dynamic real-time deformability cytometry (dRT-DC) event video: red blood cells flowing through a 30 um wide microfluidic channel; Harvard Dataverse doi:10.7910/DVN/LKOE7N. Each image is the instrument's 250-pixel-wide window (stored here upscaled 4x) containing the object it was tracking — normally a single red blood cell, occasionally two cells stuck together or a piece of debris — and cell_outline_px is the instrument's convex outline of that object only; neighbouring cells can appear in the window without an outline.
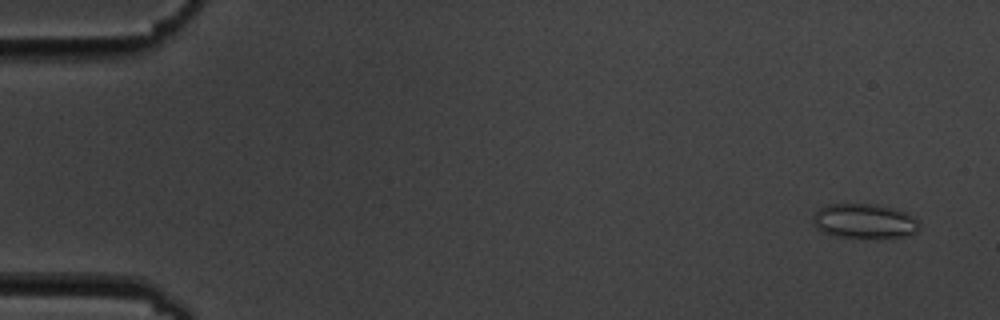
{"species": "common noctule bat (a hibernating species)", "species_latin": "Nyctalus noctula", "temperature_condition": "cold", "stored_images_in_passage": 15, "camera_frame_rate_fps": 3000, "um_per_image_px": 0.085, "animal": {"sex": "male", "body_mass_g": 19.5, "forearm_length_mm": 54.6}, "frame": {"image": 1, "passage_image": 1, "time_ms": 0.0, "image_size_px": [1000, 320], "cell_outline_px": [[920, 228], [916, 232], [908, 236], [860, 240], [836, 236], [820, 232], [816, 228], [812, 220], [816, 212], [820, 208], [828, 204], [872, 204], [892, 208], [904, 212], [920, 220]], "centroid_in_image_um": [73.48, 18.84], "position_along_channel_um": 11.5, "area_um2": 22.14}}
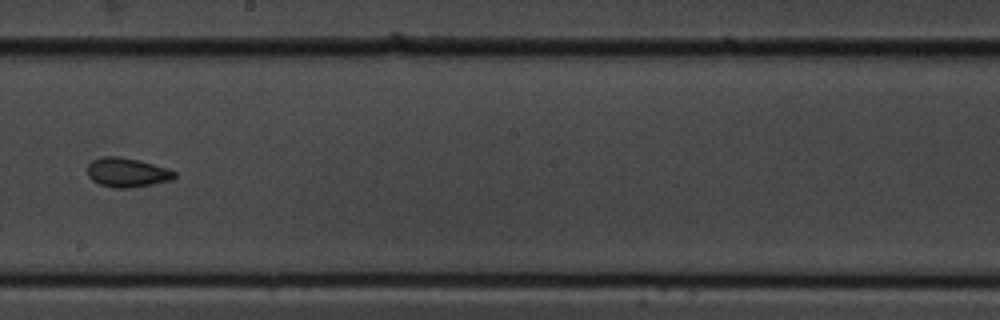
{"frame": {"image": 2, "passage_image": 9, "time_ms": 10.0, "image_size_px": [1000, 320], "cell_outline_px": [[176, 176], [172, 180], [152, 184], [128, 188], [112, 188], [100, 184], [92, 180], [88, 176], [88, 164], [92, 160], [100, 156], [116, 156], [136, 160], [168, 168], [176, 172]], "centroid_in_image_um": [10.79, 14.66], "position_along_channel_um": 237.4, "area_um2": 14.8}}
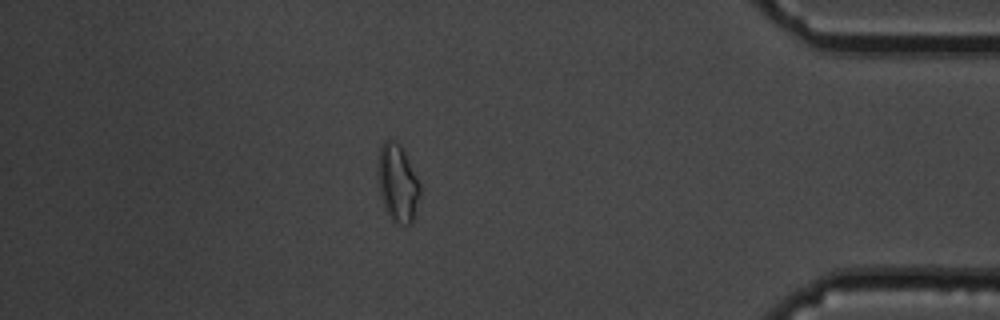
{"frame": {"image": 3, "passage_image": 14, "time_ms": 15.667, "image_size_px": [1000, 320], "cell_outline_px": [[420, 192], [412, 224], [400, 224], [392, 220], [380, 196], [376, 160], [380, 148], [384, 140], [396, 140], [400, 144], [420, 184]], "centroid_in_image_um": [33.77, 15.53], "position_along_channel_um": 401.4, "area_um2": 18.9}, "authors_computed_cell_mechanics": {"area_um2": 14.8546, "velocity_mm_per_s": 3.5354, "shape_relaxation_time_tau1_ms": 2.3674, "shape_relaxation_time_tau2_ms": 0.5783, "deformation_change_tau1": 0.0726, "deformation_change_tau2": 0.0306}}